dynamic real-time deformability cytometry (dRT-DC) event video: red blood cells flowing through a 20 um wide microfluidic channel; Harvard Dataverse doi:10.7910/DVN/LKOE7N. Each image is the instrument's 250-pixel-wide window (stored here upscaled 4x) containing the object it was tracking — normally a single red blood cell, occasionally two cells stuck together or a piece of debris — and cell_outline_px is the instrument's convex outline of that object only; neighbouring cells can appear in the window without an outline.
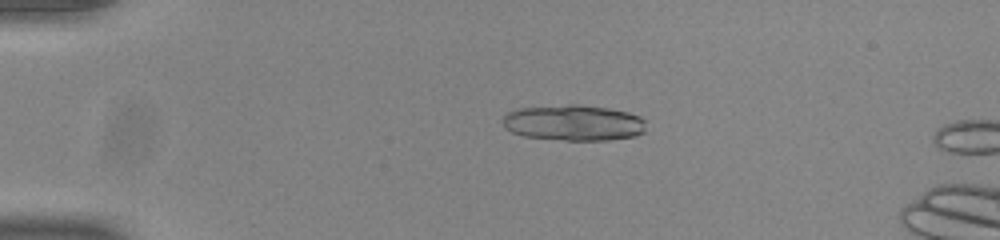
{"species": "common noctule bat (a hibernating species)", "species_latin": "Nyctalus noctula", "temperature_condition": "room temperature", "stored_images_in_passage": 4, "camera_frame_rate_fps": 3000, "um_per_image_px": 0.085, "animal": {"sex": "male", "body_mass_g": 20.0, "forearm_length_mm": 53.3}, "frame": {"image": 1, "passage_image": 1, "time_ms": 0.0, "image_size_px": [1000, 240], "cell_outline_px": [[644, 132], [636, 136], [608, 140], [564, 140], [524, 136], [512, 132], [504, 128], [500, 124], [500, 120], [508, 112], [520, 108], [568, 104], [580, 104], [608, 108], [628, 112], [640, 116], [644, 120]], "centroid_in_image_um": [48.72, 10.43], "position_along_channel_um": 36.3, "area_um2": 30.17}}